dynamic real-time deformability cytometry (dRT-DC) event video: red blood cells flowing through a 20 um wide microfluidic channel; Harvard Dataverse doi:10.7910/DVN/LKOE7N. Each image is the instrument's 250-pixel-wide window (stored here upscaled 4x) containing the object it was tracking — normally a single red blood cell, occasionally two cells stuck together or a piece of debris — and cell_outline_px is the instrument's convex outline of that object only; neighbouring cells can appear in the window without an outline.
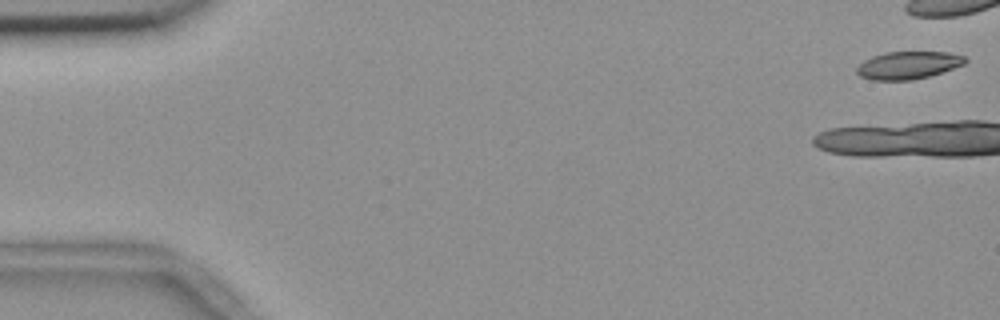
{"species": "common noctule bat (a hibernating species)", "species_latin": "Nyctalus noctula", "temperature_condition": "room temperature", "stored_images_in_passage": 12, "camera_frame_rate_fps": 3000, "um_per_image_px": 0.085, "animal": {"sex": "female", "body_mass_g": 18.4}, "frame": {"image": 1, "passage_image": 1, "time_ms": 0.0, "image_size_px": [1000, 320], "cell_outline_px": [[968, 60], [964, 64], [928, 76], [912, 80], [872, 80], [860, 76], [856, 72], [856, 68], [864, 60], [872, 56], [884, 52], [948, 52], [964, 56]], "centroid_in_image_um": [77.16, 5.54], "position_along_channel_um": 7.8, "area_um2": 17.34}}